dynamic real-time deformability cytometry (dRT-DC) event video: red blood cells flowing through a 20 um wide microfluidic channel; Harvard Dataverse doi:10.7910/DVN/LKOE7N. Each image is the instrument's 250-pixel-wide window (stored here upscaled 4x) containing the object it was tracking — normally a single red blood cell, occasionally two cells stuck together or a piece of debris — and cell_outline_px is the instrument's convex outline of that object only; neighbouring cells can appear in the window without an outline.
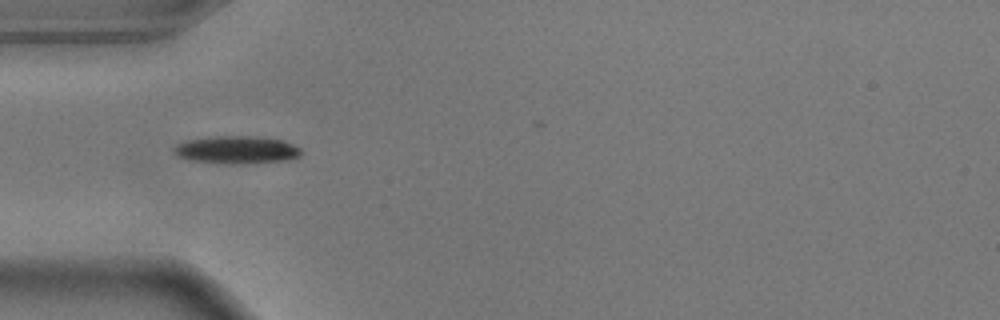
{"species": "common noctule bat (a hibernating species)", "species_latin": "Nyctalus noctula", "temperature_condition": "warm", "stored_images_in_passage": 31, "camera_frame_rate_fps": 3000, "um_per_image_px": 0.085, "animal": {"sex": "male", "body_mass_g": 17.9}, "frame": {"image": 1, "passage_image": 1, "time_ms": 0.0, "image_size_px": [1000, 320], "cell_outline_px": [[300, 156], [288, 160], [244, 164], [192, 160], [180, 156], [172, 152], [172, 148], [176, 144], [188, 140], [216, 136], [256, 136], [284, 140], [300, 148]], "centroid_in_image_um": [20.15, 12.72], "position_along_channel_um": 64.9, "area_um2": 20.35}}
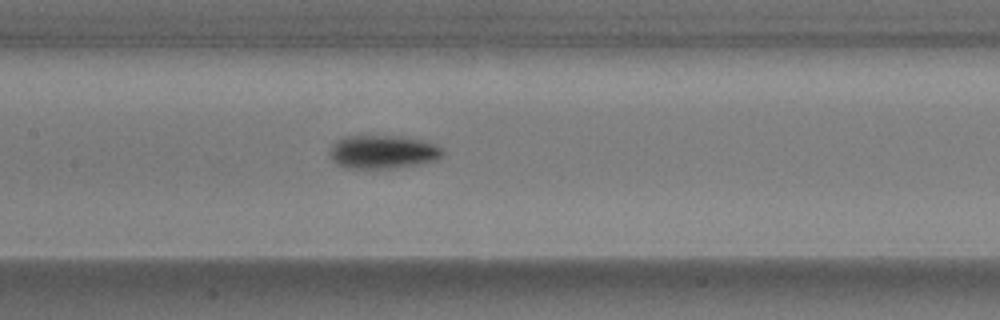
{"frame": {"image": 2, "passage_image": 10, "time_ms": 3.0, "image_size_px": [1000, 320], "cell_outline_px": [[444, 156], [436, 160], [420, 164], [396, 168], [344, 168], [336, 164], [328, 156], [332, 144], [336, 140], [344, 136], [400, 136], [420, 140], [436, 144], [444, 148]], "centroid_in_image_um": [32.54, 12.92], "position_along_channel_um": 174.9, "area_um2": 22.37}}
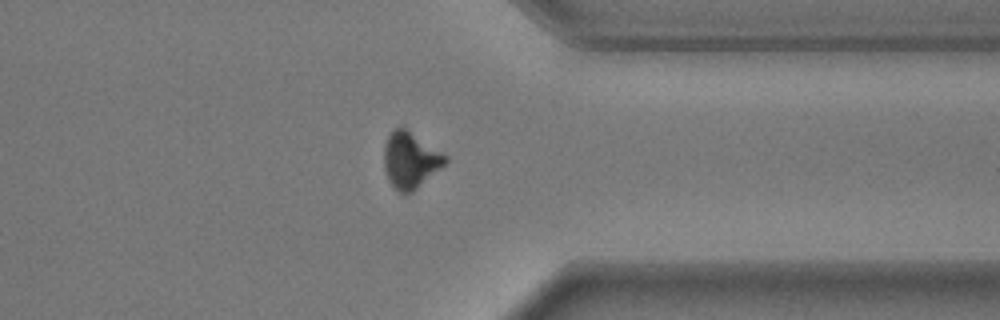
{"frame": {"image": 3, "passage_image": 27, "time_ms": 8.667, "image_size_px": [1000, 320], "cell_outline_px": [[448, 160], [440, 168], [412, 192], [400, 192], [388, 180], [384, 168], [384, 144], [388, 136], [396, 128], [404, 128], [448, 156]], "centroid_in_image_um": [34.86, 13.61], "position_along_channel_um": 376.5, "area_um2": 19.48}, "authors_computed_cell_mechanics": {"area_um2": 20.5768, "velocity_mm_per_s": 3.6642, "shape_relaxation_time_tau1_ms": 2.4975, "shape_relaxation_time_tau2_ms": 5.7959, "deformation_change_tau1": 0.1333, "deformation_change_tau2": 0.1345}}